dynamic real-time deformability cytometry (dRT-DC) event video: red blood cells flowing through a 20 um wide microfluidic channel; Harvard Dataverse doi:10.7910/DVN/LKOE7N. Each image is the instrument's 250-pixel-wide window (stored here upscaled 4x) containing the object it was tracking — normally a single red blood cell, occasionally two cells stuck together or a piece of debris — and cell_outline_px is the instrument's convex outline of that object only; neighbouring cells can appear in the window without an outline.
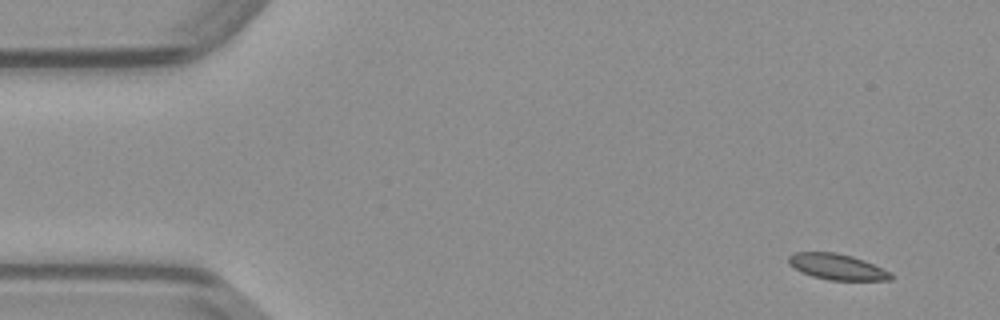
{"species": "common noctule bat (a hibernating species)", "species_latin": "Nyctalus noctula", "temperature_condition": "warm", "stored_images_in_passage": 47, "camera_frame_rate_fps": 3000, "um_per_image_px": 0.085, "animal": {"sex": "male", "body_mass_g": 23.1, "forearm_length_mm": 52.7}, "frame": {"image": 1, "passage_image": 1, "time_ms": 0.0, "image_size_px": [1000, 320], "cell_outline_px": [[892, 280], [828, 280], [812, 276], [800, 272], [788, 264], [788, 256], [796, 252], [836, 252], [852, 256], [864, 260], [892, 272]], "centroid_in_image_um": [71.14, 22.68], "position_along_channel_um": 13.9, "area_um2": 15.55}}
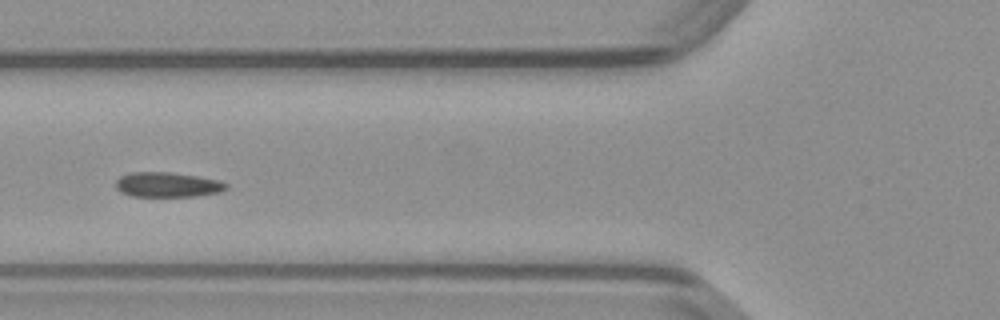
{"frame": {"image": 2, "passage_image": 16, "time_ms": 5.0, "image_size_px": [1000, 320], "cell_outline_px": [[228, 188], [220, 192], [196, 196], [132, 196], [120, 192], [116, 188], [116, 180], [120, 176], [132, 172], [172, 172], [220, 180], [228, 184]], "centroid_in_image_um": [14.24, 15.69], "position_along_channel_um": 111.6, "area_um2": 16.07}}
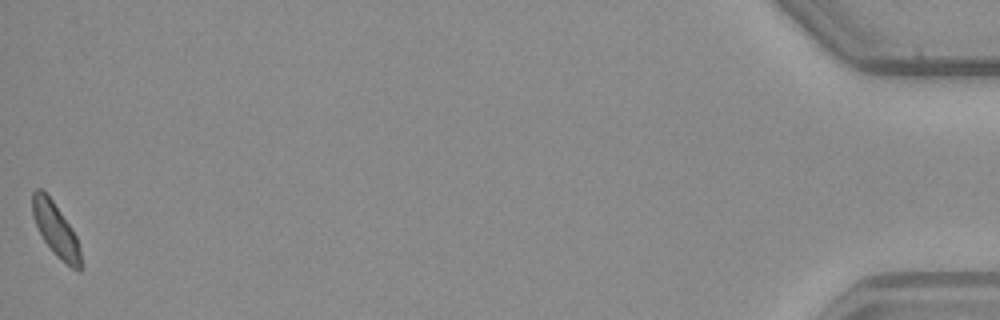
{"frame": {"image": 3, "passage_image": 47, "time_ms": 15.333, "image_size_px": [1000, 320], "cell_outline_px": [[80, 272], [72, 268], [56, 256], [52, 252], [44, 240], [32, 216], [32, 192], [36, 188], [40, 188], [52, 200], [72, 228], [76, 236], [80, 248]], "centroid_in_image_um": [4.72, 19.51], "position_along_channel_um": 430.5, "area_um2": 14.85}}